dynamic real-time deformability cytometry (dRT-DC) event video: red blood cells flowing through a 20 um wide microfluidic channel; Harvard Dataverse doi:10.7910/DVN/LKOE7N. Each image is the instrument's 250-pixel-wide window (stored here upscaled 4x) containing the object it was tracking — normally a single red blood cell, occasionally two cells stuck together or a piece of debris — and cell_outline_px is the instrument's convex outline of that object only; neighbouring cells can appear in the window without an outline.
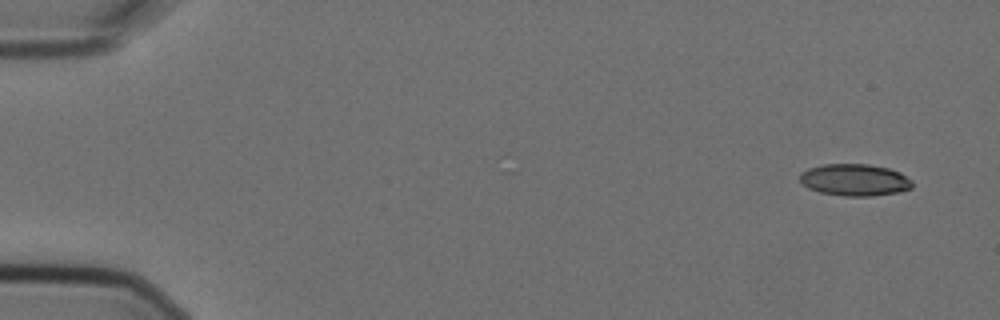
{"species": "Egyptian fruit bat (a non-hibernating species)", "species_latin": "Rousettus aegyptiacus", "temperature_condition": "cold", "stored_images_in_passage": 5, "camera_frame_rate_fps": 3000, "um_per_image_px": 0.085, "animal": {"sex": "female"}, "frame": {"image": 1, "passage_image": 1, "time_ms": 0.0, "image_size_px": [1000, 320], "cell_outline_px": [[912, 188], [896, 192], [872, 196], [844, 196], [820, 192], [808, 188], [800, 180], [800, 172], [808, 168], [824, 164], [868, 164], [888, 168], [900, 172], [912, 180]], "centroid_in_image_um": [72.64, 15.29], "position_along_channel_um": 12.4, "area_um2": 20.87}}
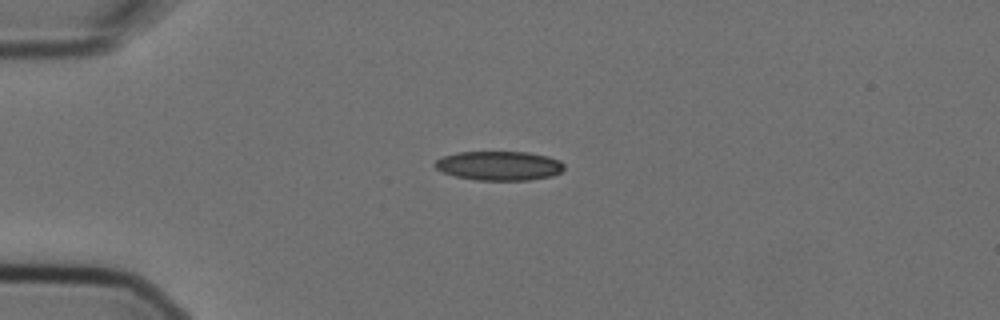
{"frame": {"image": 2, "passage_image": 4, "time_ms": 1.0, "image_size_px": [1000, 320], "cell_outline_px": [[564, 168], [560, 172], [552, 176], [528, 180], [476, 180], [456, 176], [444, 172], [436, 168], [432, 164], [436, 160], [444, 156], [460, 152], [528, 152], [548, 156], [560, 160], [564, 164]], "centroid_in_image_um": [42.45, 14.08], "position_along_channel_um": 42.6, "area_um2": 21.96}}